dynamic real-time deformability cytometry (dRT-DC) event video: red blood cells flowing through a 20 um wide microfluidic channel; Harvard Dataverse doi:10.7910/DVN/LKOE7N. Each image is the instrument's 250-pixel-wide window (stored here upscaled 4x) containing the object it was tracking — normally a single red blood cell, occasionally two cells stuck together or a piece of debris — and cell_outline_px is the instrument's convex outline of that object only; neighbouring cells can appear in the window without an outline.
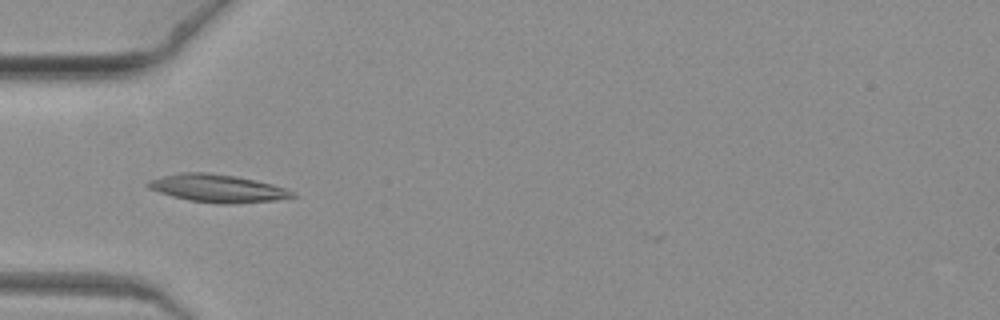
{"species": "common noctule bat (a hibernating species)", "species_latin": "Nyctalus noctula", "temperature_condition": "warm", "stored_images_in_passage": 4, "camera_frame_rate_fps": 3000, "um_per_image_px": 0.085, "animal": {"sex": "female", "body_mass_g": 19.3, "forearm_length_mm": 54.1}, "frame": {"image": 1, "passage_image": 3, "time_ms": 0.667, "image_size_px": [1000, 320], "cell_outline_px": [[296, 196], [276, 200], [232, 204], [216, 204], [188, 200], [172, 196], [148, 188], [148, 180], [180, 172], [208, 172], [236, 176], [256, 180], [272, 184], [296, 192]], "centroid_in_image_um": [18.51, 16.01], "position_along_channel_um": 66.5, "area_um2": 23.41}}